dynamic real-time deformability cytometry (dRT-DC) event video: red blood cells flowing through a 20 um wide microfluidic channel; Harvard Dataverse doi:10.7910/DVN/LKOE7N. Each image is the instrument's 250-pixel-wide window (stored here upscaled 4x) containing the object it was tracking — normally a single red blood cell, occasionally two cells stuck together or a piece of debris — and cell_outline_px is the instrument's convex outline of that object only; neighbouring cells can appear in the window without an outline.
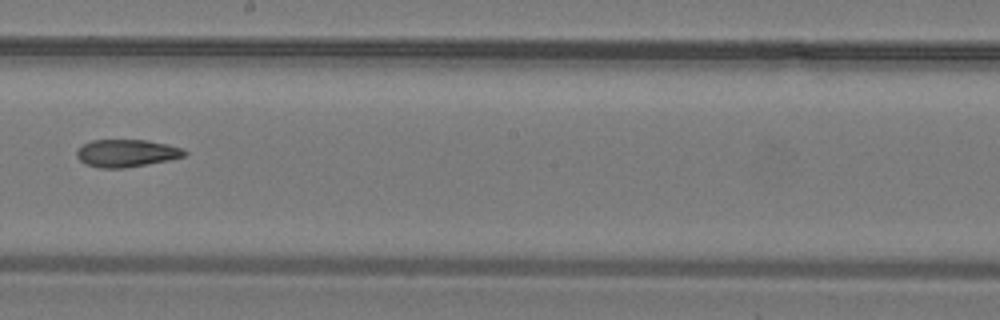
{"species": "common noctule bat (a hibernating species)", "species_latin": "Nyctalus noctula", "temperature_condition": "warm", "stored_images_in_passage": 32, "camera_frame_rate_fps": 3000, "um_per_image_px": 0.085, "animal": {"sex": "male", "body_mass_g": 19.2, "forearm_length_mm": 51.8}, "frame": {"image": 1, "passage_image": 19, "time_ms": 6.0, "image_size_px": [1000, 320], "cell_outline_px": [[188, 152], [184, 156], [168, 160], [124, 168], [100, 168], [84, 164], [76, 156], [76, 152], [84, 144], [92, 140], [144, 140], [168, 144], [184, 148]], "centroid_in_image_um": [10.76, 13.02], "position_along_channel_um": 237.4, "area_um2": 17.22}}
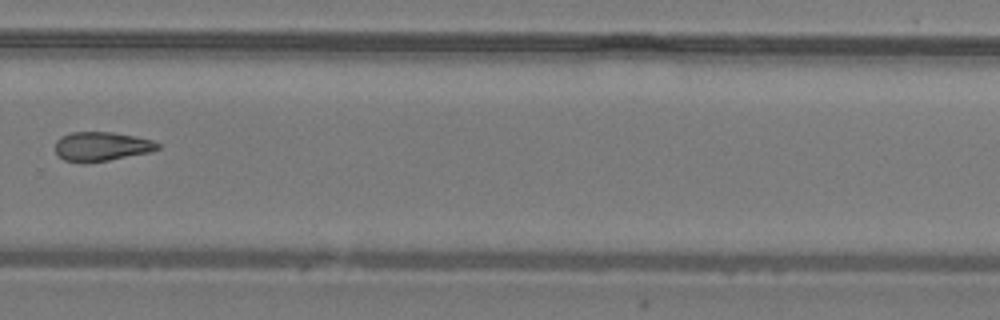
{"frame": {"image": 2, "passage_image": 23, "time_ms": 7.333, "image_size_px": [1000, 320], "cell_outline_px": [[160, 148], [148, 152], [108, 160], [64, 160], [56, 152], [56, 140], [60, 136], [72, 132], [112, 132], [152, 140], [160, 144]], "centroid_in_image_um": [8.64, 12.4], "position_along_channel_um": 321.2, "area_um2": 16.7}}